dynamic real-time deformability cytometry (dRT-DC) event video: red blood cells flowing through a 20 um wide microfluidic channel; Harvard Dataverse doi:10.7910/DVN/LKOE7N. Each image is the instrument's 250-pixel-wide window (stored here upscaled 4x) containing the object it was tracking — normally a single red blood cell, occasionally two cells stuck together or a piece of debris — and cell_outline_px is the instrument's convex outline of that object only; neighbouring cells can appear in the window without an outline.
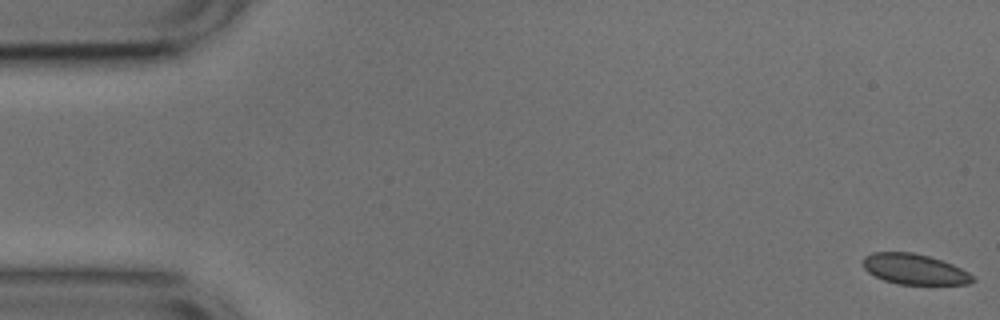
{"species": "common noctule bat (a hibernating species)", "species_latin": "Nyctalus noctula", "temperature_condition": "cold", "stored_images_in_passage": 54, "camera_frame_rate_fps": 3000, "um_per_image_px": 0.085, "animal": {"sex": "male", "body_mass_g": 17.9, "forearm_length_mm": 54.2}, "frame": {"image": 1, "passage_image": 1, "time_ms": 0.0, "image_size_px": [1000, 320], "cell_outline_px": [[976, 280], [968, 284], [896, 284], [884, 280], [868, 272], [864, 268], [864, 256], [872, 252], [912, 252], [928, 256], [952, 264], [968, 272]], "centroid_in_image_um": [77.72, 22.88], "position_along_channel_um": 7.3, "area_um2": 19.31}}
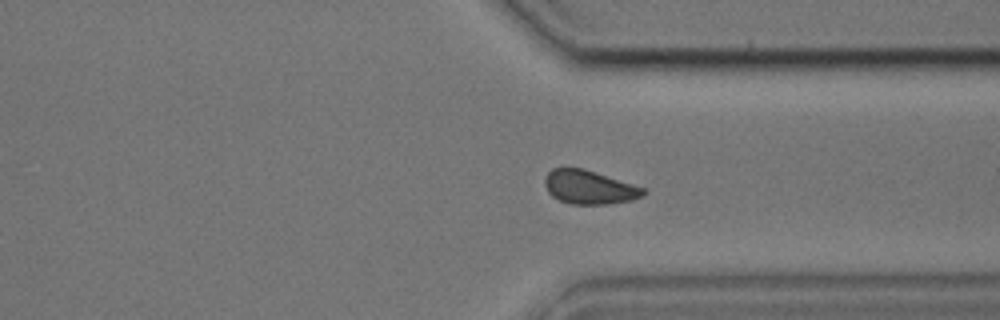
{"frame": {"image": 2, "passage_image": 40, "time_ms": 13.0, "image_size_px": [1000, 320], "cell_outline_px": [[648, 192], [644, 196], [628, 200], [608, 204], [572, 204], [560, 200], [552, 196], [548, 192], [544, 184], [544, 176], [552, 168], [584, 168], [648, 188]], "centroid_in_image_um": [50.12, 15.9], "position_along_channel_um": 361.3, "area_um2": 19.65}}
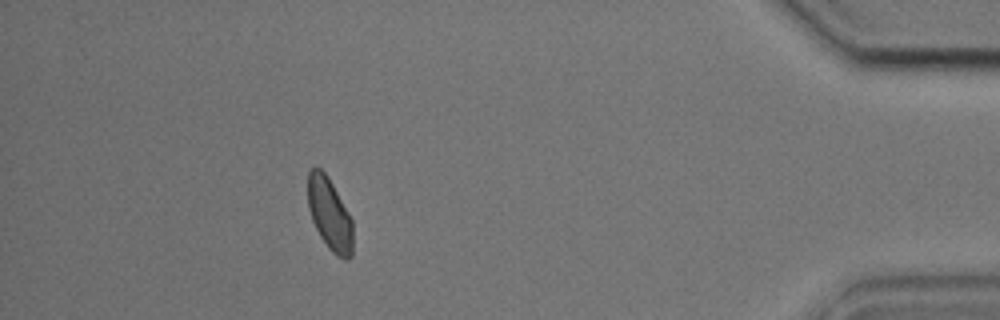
{"frame": {"image": 3, "passage_image": 48, "time_ms": 15.667, "image_size_px": [1000, 320], "cell_outline_px": [[352, 256], [348, 260], [344, 260], [336, 256], [328, 248], [320, 236], [312, 220], [308, 208], [308, 172], [312, 168], [320, 168], [328, 176], [348, 212], [352, 220]], "centroid_in_image_um": [28.02, 18.23], "position_along_channel_um": 407.2, "area_um2": 18.96}, "authors_computed_cell_mechanics": {"area_um2": 19.8254, "velocity_mm_per_s": 3.7291, "shape_relaxation_time_tau1_ms": 3.4645, "shape_relaxation_time_tau2_ms": 1.3988, "deformation_change_tau1": 0.08, "deformation_change_tau2": 0.0594}}